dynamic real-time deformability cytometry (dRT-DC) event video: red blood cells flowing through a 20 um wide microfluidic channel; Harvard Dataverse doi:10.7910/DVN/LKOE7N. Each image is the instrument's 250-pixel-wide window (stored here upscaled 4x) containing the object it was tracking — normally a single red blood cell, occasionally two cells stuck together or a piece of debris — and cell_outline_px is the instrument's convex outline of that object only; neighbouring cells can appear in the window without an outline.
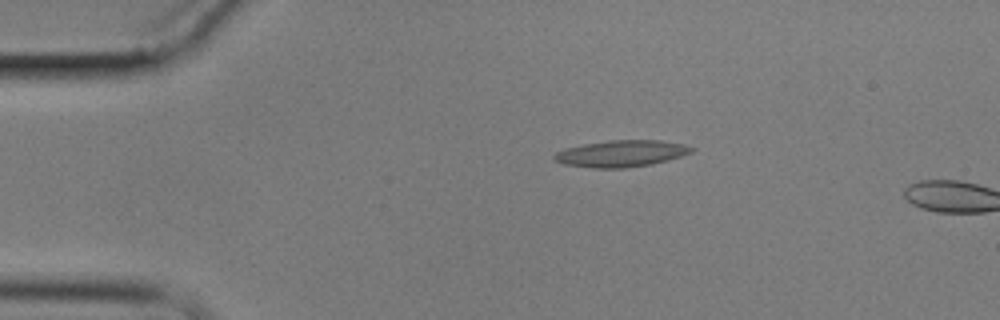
{"species": "common noctule bat (a hibernating species)", "species_latin": "Nyctalus noctula", "temperature_condition": "cold", "stored_images_in_passage": 2, "camera_frame_rate_fps": 3000, "um_per_image_px": 0.085, "animal": {"sex": "male", "body_mass_g": 17.9}, "frame": {"image": 1, "passage_image": 1, "time_ms": 0.0, "image_size_px": [1000, 320], "cell_outline_px": [[696, 148], [692, 152], [668, 160], [652, 164], [624, 168], [592, 168], [564, 164], [556, 160], [552, 156], [556, 152], [564, 148], [584, 144], [608, 140], [660, 140], [684, 144]], "centroid_in_image_um": [52.81, 13.05], "position_along_channel_um": 32.2, "area_um2": 21.33}}